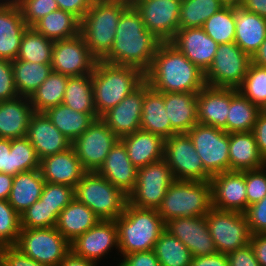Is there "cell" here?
Returning a JSON list of instances; mask_svg holds the SVG:
<instances>
[{"instance_id":"cell-63","label":"cell","mask_w":266,"mask_h":266,"mask_svg":"<svg viewBox=\"0 0 266 266\" xmlns=\"http://www.w3.org/2000/svg\"><path fill=\"white\" fill-rule=\"evenodd\" d=\"M96 264L70 251L58 266H97Z\"/></svg>"},{"instance_id":"cell-23","label":"cell","mask_w":266,"mask_h":266,"mask_svg":"<svg viewBox=\"0 0 266 266\" xmlns=\"http://www.w3.org/2000/svg\"><path fill=\"white\" fill-rule=\"evenodd\" d=\"M27 27L15 0L0 3V59L13 61L17 58Z\"/></svg>"},{"instance_id":"cell-27","label":"cell","mask_w":266,"mask_h":266,"mask_svg":"<svg viewBox=\"0 0 266 266\" xmlns=\"http://www.w3.org/2000/svg\"><path fill=\"white\" fill-rule=\"evenodd\" d=\"M33 113L29 98L18 96L11 100L0 101V138L26 137Z\"/></svg>"},{"instance_id":"cell-39","label":"cell","mask_w":266,"mask_h":266,"mask_svg":"<svg viewBox=\"0 0 266 266\" xmlns=\"http://www.w3.org/2000/svg\"><path fill=\"white\" fill-rule=\"evenodd\" d=\"M63 104L77 112L97 114L94 105L92 74L68 77Z\"/></svg>"},{"instance_id":"cell-58","label":"cell","mask_w":266,"mask_h":266,"mask_svg":"<svg viewBox=\"0 0 266 266\" xmlns=\"http://www.w3.org/2000/svg\"><path fill=\"white\" fill-rule=\"evenodd\" d=\"M11 139L0 138V173L14 176L13 153H10Z\"/></svg>"},{"instance_id":"cell-44","label":"cell","mask_w":266,"mask_h":266,"mask_svg":"<svg viewBox=\"0 0 266 266\" xmlns=\"http://www.w3.org/2000/svg\"><path fill=\"white\" fill-rule=\"evenodd\" d=\"M202 29L217 44L235 41V4H227L207 19Z\"/></svg>"},{"instance_id":"cell-68","label":"cell","mask_w":266,"mask_h":266,"mask_svg":"<svg viewBox=\"0 0 266 266\" xmlns=\"http://www.w3.org/2000/svg\"><path fill=\"white\" fill-rule=\"evenodd\" d=\"M225 3L227 4H235V5H238L241 0H223Z\"/></svg>"},{"instance_id":"cell-60","label":"cell","mask_w":266,"mask_h":266,"mask_svg":"<svg viewBox=\"0 0 266 266\" xmlns=\"http://www.w3.org/2000/svg\"><path fill=\"white\" fill-rule=\"evenodd\" d=\"M190 266H229L227 254L215 253L209 256L192 257Z\"/></svg>"},{"instance_id":"cell-13","label":"cell","mask_w":266,"mask_h":266,"mask_svg":"<svg viewBox=\"0 0 266 266\" xmlns=\"http://www.w3.org/2000/svg\"><path fill=\"white\" fill-rule=\"evenodd\" d=\"M187 134L204 169L211 175L230 171L229 134L213 126L196 124Z\"/></svg>"},{"instance_id":"cell-16","label":"cell","mask_w":266,"mask_h":266,"mask_svg":"<svg viewBox=\"0 0 266 266\" xmlns=\"http://www.w3.org/2000/svg\"><path fill=\"white\" fill-rule=\"evenodd\" d=\"M97 61L80 33L69 39L54 41L52 71L67 76L92 74Z\"/></svg>"},{"instance_id":"cell-31","label":"cell","mask_w":266,"mask_h":266,"mask_svg":"<svg viewBox=\"0 0 266 266\" xmlns=\"http://www.w3.org/2000/svg\"><path fill=\"white\" fill-rule=\"evenodd\" d=\"M229 159L231 171L254 170L266 166L252 131L229 133Z\"/></svg>"},{"instance_id":"cell-20","label":"cell","mask_w":266,"mask_h":266,"mask_svg":"<svg viewBox=\"0 0 266 266\" xmlns=\"http://www.w3.org/2000/svg\"><path fill=\"white\" fill-rule=\"evenodd\" d=\"M212 206L219 210H247L245 171H226L211 176Z\"/></svg>"},{"instance_id":"cell-67","label":"cell","mask_w":266,"mask_h":266,"mask_svg":"<svg viewBox=\"0 0 266 266\" xmlns=\"http://www.w3.org/2000/svg\"><path fill=\"white\" fill-rule=\"evenodd\" d=\"M121 3H125L127 5L133 6L137 1L140 0H119Z\"/></svg>"},{"instance_id":"cell-24","label":"cell","mask_w":266,"mask_h":266,"mask_svg":"<svg viewBox=\"0 0 266 266\" xmlns=\"http://www.w3.org/2000/svg\"><path fill=\"white\" fill-rule=\"evenodd\" d=\"M230 88L205 85L197 94L198 124L213 126L227 132Z\"/></svg>"},{"instance_id":"cell-21","label":"cell","mask_w":266,"mask_h":266,"mask_svg":"<svg viewBox=\"0 0 266 266\" xmlns=\"http://www.w3.org/2000/svg\"><path fill=\"white\" fill-rule=\"evenodd\" d=\"M170 43L204 73L212 64L218 48L202 27L179 28Z\"/></svg>"},{"instance_id":"cell-45","label":"cell","mask_w":266,"mask_h":266,"mask_svg":"<svg viewBox=\"0 0 266 266\" xmlns=\"http://www.w3.org/2000/svg\"><path fill=\"white\" fill-rule=\"evenodd\" d=\"M238 90L252 103L262 106L266 102V67L251 63Z\"/></svg>"},{"instance_id":"cell-28","label":"cell","mask_w":266,"mask_h":266,"mask_svg":"<svg viewBox=\"0 0 266 266\" xmlns=\"http://www.w3.org/2000/svg\"><path fill=\"white\" fill-rule=\"evenodd\" d=\"M120 140L126 147L130 161L137 169L164 159L165 139L162 136L138 130Z\"/></svg>"},{"instance_id":"cell-2","label":"cell","mask_w":266,"mask_h":266,"mask_svg":"<svg viewBox=\"0 0 266 266\" xmlns=\"http://www.w3.org/2000/svg\"><path fill=\"white\" fill-rule=\"evenodd\" d=\"M145 81L164 93H198L206 85L204 72L170 42L159 44Z\"/></svg>"},{"instance_id":"cell-6","label":"cell","mask_w":266,"mask_h":266,"mask_svg":"<svg viewBox=\"0 0 266 266\" xmlns=\"http://www.w3.org/2000/svg\"><path fill=\"white\" fill-rule=\"evenodd\" d=\"M212 208L210 181L174 180L157 210L167 222L177 217L205 216Z\"/></svg>"},{"instance_id":"cell-47","label":"cell","mask_w":266,"mask_h":266,"mask_svg":"<svg viewBox=\"0 0 266 266\" xmlns=\"http://www.w3.org/2000/svg\"><path fill=\"white\" fill-rule=\"evenodd\" d=\"M10 153H13L14 176L40 168V159L26 137L11 139Z\"/></svg>"},{"instance_id":"cell-57","label":"cell","mask_w":266,"mask_h":266,"mask_svg":"<svg viewBox=\"0 0 266 266\" xmlns=\"http://www.w3.org/2000/svg\"><path fill=\"white\" fill-rule=\"evenodd\" d=\"M59 9L67 11L76 16L80 21L91 8L94 0H56Z\"/></svg>"},{"instance_id":"cell-34","label":"cell","mask_w":266,"mask_h":266,"mask_svg":"<svg viewBox=\"0 0 266 266\" xmlns=\"http://www.w3.org/2000/svg\"><path fill=\"white\" fill-rule=\"evenodd\" d=\"M141 130L157 134L164 139L177 134L171 128L163 95L152 88L144 94Z\"/></svg>"},{"instance_id":"cell-40","label":"cell","mask_w":266,"mask_h":266,"mask_svg":"<svg viewBox=\"0 0 266 266\" xmlns=\"http://www.w3.org/2000/svg\"><path fill=\"white\" fill-rule=\"evenodd\" d=\"M68 77L55 71L49 74L29 98L34 112H45L63 103Z\"/></svg>"},{"instance_id":"cell-10","label":"cell","mask_w":266,"mask_h":266,"mask_svg":"<svg viewBox=\"0 0 266 266\" xmlns=\"http://www.w3.org/2000/svg\"><path fill=\"white\" fill-rule=\"evenodd\" d=\"M174 180L171 168L164 159L139 168L135 187L128 194V204L139 208L158 209Z\"/></svg>"},{"instance_id":"cell-32","label":"cell","mask_w":266,"mask_h":266,"mask_svg":"<svg viewBox=\"0 0 266 266\" xmlns=\"http://www.w3.org/2000/svg\"><path fill=\"white\" fill-rule=\"evenodd\" d=\"M44 184L40 169L18 173L13 178L8 203L21 215L40 199Z\"/></svg>"},{"instance_id":"cell-66","label":"cell","mask_w":266,"mask_h":266,"mask_svg":"<svg viewBox=\"0 0 266 266\" xmlns=\"http://www.w3.org/2000/svg\"><path fill=\"white\" fill-rule=\"evenodd\" d=\"M7 247L8 245L0 239V266H1L2 258L4 256V253Z\"/></svg>"},{"instance_id":"cell-35","label":"cell","mask_w":266,"mask_h":266,"mask_svg":"<svg viewBox=\"0 0 266 266\" xmlns=\"http://www.w3.org/2000/svg\"><path fill=\"white\" fill-rule=\"evenodd\" d=\"M44 113L71 143L98 119L97 114L77 112L63 103L49 108Z\"/></svg>"},{"instance_id":"cell-17","label":"cell","mask_w":266,"mask_h":266,"mask_svg":"<svg viewBox=\"0 0 266 266\" xmlns=\"http://www.w3.org/2000/svg\"><path fill=\"white\" fill-rule=\"evenodd\" d=\"M151 87L144 81L118 105L105 112L100 119L120 139L141 130L144 94Z\"/></svg>"},{"instance_id":"cell-36","label":"cell","mask_w":266,"mask_h":266,"mask_svg":"<svg viewBox=\"0 0 266 266\" xmlns=\"http://www.w3.org/2000/svg\"><path fill=\"white\" fill-rule=\"evenodd\" d=\"M260 107L247 99L238 89L230 88V108L227 133L253 131Z\"/></svg>"},{"instance_id":"cell-26","label":"cell","mask_w":266,"mask_h":266,"mask_svg":"<svg viewBox=\"0 0 266 266\" xmlns=\"http://www.w3.org/2000/svg\"><path fill=\"white\" fill-rule=\"evenodd\" d=\"M137 171L119 139L96 172L128 196L135 187Z\"/></svg>"},{"instance_id":"cell-4","label":"cell","mask_w":266,"mask_h":266,"mask_svg":"<svg viewBox=\"0 0 266 266\" xmlns=\"http://www.w3.org/2000/svg\"><path fill=\"white\" fill-rule=\"evenodd\" d=\"M115 223L119 252L123 256L153 250L156 241L165 230V222L157 209L139 208L128 203Z\"/></svg>"},{"instance_id":"cell-46","label":"cell","mask_w":266,"mask_h":266,"mask_svg":"<svg viewBox=\"0 0 266 266\" xmlns=\"http://www.w3.org/2000/svg\"><path fill=\"white\" fill-rule=\"evenodd\" d=\"M21 228L38 229L56 227L59 214L52 210L44 200L39 199L21 215Z\"/></svg>"},{"instance_id":"cell-48","label":"cell","mask_w":266,"mask_h":266,"mask_svg":"<svg viewBox=\"0 0 266 266\" xmlns=\"http://www.w3.org/2000/svg\"><path fill=\"white\" fill-rule=\"evenodd\" d=\"M20 231V215L8 203V200H0V239L8 246H14Z\"/></svg>"},{"instance_id":"cell-11","label":"cell","mask_w":266,"mask_h":266,"mask_svg":"<svg viewBox=\"0 0 266 266\" xmlns=\"http://www.w3.org/2000/svg\"><path fill=\"white\" fill-rule=\"evenodd\" d=\"M205 218L218 253L228 254L250 243L252 234L244 213L212 208Z\"/></svg>"},{"instance_id":"cell-9","label":"cell","mask_w":266,"mask_h":266,"mask_svg":"<svg viewBox=\"0 0 266 266\" xmlns=\"http://www.w3.org/2000/svg\"><path fill=\"white\" fill-rule=\"evenodd\" d=\"M251 63V57L235 42L218 44L213 62L204 73L205 83L211 87L238 89Z\"/></svg>"},{"instance_id":"cell-22","label":"cell","mask_w":266,"mask_h":266,"mask_svg":"<svg viewBox=\"0 0 266 266\" xmlns=\"http://www.w3.org/2000/svg\"><path fill=\"white\" fill-rule=\"evenodd\" d=\"M26 138L35 148L40 160L72 146V143L53 125L44 112L32 114Z\"/></svg>"},{"instance_id":"cell-50","label":"cell","mask_w":266,"mask_h":266,"mask_svg":"<svg viewBox=\"0 0 266 266\" xmlns=\"http://www.w3.org/2000/svg\"><path fill=\"white\" fill-rule=\"evenodd\" d=\"M21 9L23 20L33 27L47 14L59 9L56 0H15Z\"/></svg>"},{"instance_id":"cell-55","label":"cell","mask_w":266,"mask_h":266,"mask_svg":"<svg viewBox=\"0 0 266 266\" xmlns=\"http://www.w3.org/2000/svg\"><path fill=\"white\" fill-rule=\"evenodd\" d=\"M1 266H49L24 255L14 246H8L2 258Z\"/></svg>"},{"instance_id":"cell-8","label":"cell","mask_w":266,"mask_h":266,"mask_svg":"<svg viewBox=\"0 0 266 266\" xmlns=\"http://www.w3.org/2000/svg\"><path fill=\"white\" fill-rule=\"evenodd\" d=\"M14 247L33 260L49 266H58L71 251L70 243L56 227L21 228Z\"/></svg>"},{"instance_id":"cell-59","label":"cell","mask_w":266,"mask_h":266,"mask_svg":"<svg viewBox=\"0 0 266 266\" xmlns=\"http://www.w3.org/2000/svg\"><path fill=\"white\" fill-rule=\"evenodd\" d=\"M260 155L266 161V116L258 115L253 131Z\"/></svg>"},{"instance_id":"cell-52","label":"cell","mask_w":266,"mask_h":266,"mask_svg":"<svg viewBox=\"0 0 266 266\" xmlns=\"http://www.w3.org/2000/svg\"><path fill=\"white\" fill-rule=\"evenodd\" d=\"M252 235L266 234V196L244 212Z\"/></svg>"},{"instance_id":"cell-19","label":"cell","mask_w":266,"mask_h":266,"mask_svg":"<svg viewBox=\"0 0 266 266\" xmlns=\"http://www.w3.org/2000/svg\"><path fill=\"white\" fill-rule=\"evenodd\" d=\"M114 246L119 250L115 220H100L70 243L71 251L75 255L95 263Z\"/></svg>"},{"instance_id":"cell-5","label":"cell","mask_w":266,"mask_h":266,"mask_svg":"<svg viewBox=\"0 0 266 266\" xmlns=\"http://www.w3.org/2000/svg\"><path fill=\"white\" fill-rule=\"evenodd\" d=\"M128 6L119 0H94L80 21V34L98 61L112 49L118 21Z\"/></svg>"},{"instance_id":"cell-65","label":"cell","mask_w":266,"mask_h":266,"mask_svg":"<svg viewBox=\"0 0 266 266\" xmlns=\"http://www.w3.org/2000/svg\"><path fill=\"white\" fill-rule=\"evenodd\" d=\"M251 60L254 65L266 67V38Z\"/></svg>"},{"instance_id":"cell-42","label":"cell","mask_w":266,"mask_h":266,"mask_svg":"<svg viewBox=\"0 0 266 266\" xmlns=\"http://www.w3.org/2000/svg\"><path fill=\"white\" fill-rule=\"evenodd\" d=\"M227 3L223 0H182L179 28H199Z\"/></svg>"},{"instance_id":"cell-33","label":"cell","mask_w":266,"mask_h":266,"mask_svg":"<svg viewBox=\"0 0 266 266\" xmlns=\"http://www.w3.org/2000/svg\"><path fill=\"white\" fill-rule=\"evenodd\" d=\"M99 221L92 210L74 199L60 212L56 228L71 243Z\"/></svg>"},{"instance_id":"cell-53","label":"cell","mask_w":266,"mask_h":266,"mask_svg":"<svg viewBox=\"0 0 266 266\" xmlns=\"http://www.w3.org/2000/svg\"><path fill=\"white\" fill-rule=\"evenodd\" d=\"M18 96L13 76L12 61L0 59V101L11 100Z\"/></svg>"},{"instance_id":"cell-56","label":"cell","mask_w":266,"mask_h":266,"mask_svg":"<svg viewBox=\"0 0 266 266\" xmlns=\"http://www.w3.org/2000/svg\"><path fill=\"white\" fill-rule=\"evenodd\" d=\"M118 266H160V262L151 250L124 255Z\"/></svg>"},{"instance_id":"cell-29","label":"cell","mask_w":266,"mask_h":266,"mask_svg":"<svg viewBox=\"0 0 266 266\" xmlns=\"http://www.w3.org/2000/svg\"><path fill=\"white\" fill-rule=\"evenodd\" d=\"M266 38V19L235 5V43L251 58Z\"/></svg>"},{"instance_id":"cell-14","label":"cell","mask_w":266,"mask_h":266,"mask_svg":"<svg viewBox=\"0 0 266 266\" xmlns=\"http://www.w3.org/2000/svg\"><path fill=\"white\" fill-rule=\"evenodd\" d=\"M182 0H140L133 7L140 14L145 28L161 43L171 42L179 29Z\"/></svg>"},{"instance_id":"cell-25","label":"cell","mask_w":266,"mask_h":266,"mask_svg":"<svg viewBox=\"0 0 266 266\" xmlns=\"http://www.w3.org/2000/svg\"><path fill=\"white\" fill-rule=\"evenodd\" d=\"M40 172L46 182L75 187L87 172L77 158L75 149H69L40 160Z\"/></svg>"},{"instance_id":"cell-18","label":"cell","mask_w":266,"mask_h":266,"mask_svg":"<svg viewBox=\"0 0 266 266\" xmlns=\"http://www.w3.org/2000/svg\"><path fill=\"white\" fill-rule=\"evenodd\" d=\"M165 230L179 239L192 257L217 253L205 216L170 219L165 222Z\"/></svg>"},{"instance_id":"cell-3","label":"cell","mask_w":266,"mask_h":266,"mask_svg":"<svg viewBox=\"0 0 266 266\" xmlns=\"http://www.w3.org/2000/svg\"><path fill=\"white\" fill-rule=\"evenodd\" d=\"M144 81L145 73L137 68L97 61L92 73V87L98 118L118 105Z\"/></svg>"},{"instance_id":"cell-62","label":"cell","mask_w":266,"mask_h":266,"mask_svg":"<svg viewBox=\"0 0 266 266\" xmlns=\"http://www.w3.org/2000/svg\"><path fill=\"white\" fill-rule=\"evenodd\" d=\"M238 5L266 19V0H241Z\"/></svg>"},{"instance_id":"cell-15","label":"cell","mask_w":266,"mask_h":266,"mask_svg":"<svg viewBox=\"0 0 266 266\" xmlns=\"http://www.w3.org/2000/svg\"><path fill=\"white\" fill-rule=\"evenodd\" d=\"M118 140L119 138L98 118L72 146L83 168L87 172H96Z\"/></svg>"},{"instance_id":"cell-7","label":"cell","mask_w":266,"mask_h":266,"mask_svg":"<svg viewBox=\"0 0 266 266\" xmlns=\"http://www.w3.org/2000/svg\"><path fill=\"white\" fill-rule=\"evenodd\" d=\"M74 195L100 220H116L128 203V196L97 172H86L74 187Z\"/></svg>"},{"instance_id":"cell-69","label":"cell","mask_w":266,"mask_h":266,"mask_svg":"<svg viewBox=\"0 0 266 266\" xmlns=\"http://www.w3.org/2000/svg\"><path fill=\"white\" fill-rule=\"evenodd\" d=\"M260 113L266 116V102L262 106H260Z\"/></svg>"},{"instance_id":"cell-38","label":"cell","mask_w":266,"mask_h":266,"mask_svg":"<svg viewBox=\"0 0 266 266\" xmlns=\"http://www.w3.org/2000/svg\"><path fill=\"white\" fill-rule=\"evenodd\" d=\"M15 86L19 96L30 98L52 72L51 64L12 61Z\"/></svg>"},{"instance_id":"cell-51","label":"cell","mask_w":266,"mask_h":266,"mask_svg":"<svg viewBox=\"0 0 266 266\" xmlns=\"http://www.w3.org/2000/svg\"><path fill=\"white\" fill-rule=\"evenodd\" d=\"M266 166L245 171L247 208L266 196Z\"/></svg>"},{"instance_id":"cell-54","label":"cell","mask_w":266,"mask_h":266,"mask_svg":"<svg viewBox=\"0 0 266 266\" xmlns=\"http://www.w3.org/2000/svg\"><path fill=\"white\" fill-rule=\"evenodd\" d=\"M229 266H261L255 258L251 244L227 254Z\"/></svg>"},{"instance_id":"cell-37","label":"cell","mask_w":266,"mask_h":266,"mask_svg":"<svg viewBox=\"0 0 266 266\" xmlns=\"http://www.w3.org/2000/svg\"><path fill=\"white\" fill-rule=\"evenodd\" d=\"M40 34L53 41L69 39L80 33V20L72 13L57 9L33 26Z\"/></svg>"},{"instance_id":"cell-41","label":"cell","mask_w":266,"mask_h":266,"mask_svg":"<svg viewBox=\"0 0 266 266\" xmlns=\"http://www.w3.org/2000/svg\"><path fill=\"white\" fill-rule=\"evenodd\" d=\"M54 41L40 34L34 27H27L23 33L16 59L31 63L51 64Z\"/></svg>"},{"instance_id":"cell-1","label":"cell","mask_w":266,"mask_h":266,"mask_svg":"<svg viewBox=\"0 0 266 266\" xmlns=\"http://www.w3.org/2000/svg\"><path fill=\"white\" fill-rule=\"evenodd\" d=\"M160 43L145 28L137 10L129 5L118 21L112 49L102 61L132 66L146 73Z\"/></svg>"},{"instance_id":"cell-49","label":"cell","mask_w":266,"mask_h":266,"mask_svg":"<svg viewBox=\"0 0 266 266\" xmlns=\"http://www.w3.org/2000/svg\"><path fill=\"white\" fill-rule=\"evenodd\" d=\"M40 199L44 200L49 208L57 210V213L60 214L75 199L74 187L45 181Z\"/></svg>"},{"instance_id":"cell-61","label":"cell","mask_w":266,"mask_h":266,"mask_svg":"<svg viewBox=\"0 0 266 266\" xmlns=\"http://www.w3.org/2000/svg\"><path fill=\"white\" fill-rule=\"evenodd\" d=\"M250 244L259 264L261 266H266V234L252 235Z\"/></svg>"},{"instance_id":"cell-64","label":"cell","mask_w":266,"mask_h":266,"mask_svg":"<svg viewBox=\"0 0 266 266\" xmlns=\"http://www.w3.org/2000/svg\"><path fill=\"white\" fill-rule=\"evenodd\" d=\"M14 176L0 173V200H8Z\"/></svg>"},{"instance_id":"cell-43","label":"cell","mask_w":266,"mask_h":266,"mask_svg":"<svg viewBox=\"0 0 266 266\" xmlns=\"http://www.w3.org/2000/svg\"><path fill=\"white\" fill-rule=\"evenodd\" d=\"M153 251L160 266H190L192 255L176 237L164 230L156 241Z\"/></svg>"},{"instance_id":"cell-30","label":"cell","mask_w":266,"mask_h":266,"mask_svg":"<svg viewBox=\"0 0 266 266\" xmlns=\"http://www.w3.org/2000/svg\"><path fill=\"white\" fill-rule=\"evenodd\" d=\"M164 97L166 114L171 123V128L177 133H187L196 124L197 119V94L173 92H160Z\"/></svg>"},{"instance_id":"cell-12","label":"cell","mask_w":266,"mask_h":266,"mask_svg":"<svg viewBox=\"0 0 266 266\" xmlns=\"http://www.w3.org/2000/svg\"><path fill=\"white\" fill-rule=\"evenodd\" d=\"M164 160L171 168L175 180L205 182L211 179L187 133L165 139Z\"/></svg>"}]
</instances>
